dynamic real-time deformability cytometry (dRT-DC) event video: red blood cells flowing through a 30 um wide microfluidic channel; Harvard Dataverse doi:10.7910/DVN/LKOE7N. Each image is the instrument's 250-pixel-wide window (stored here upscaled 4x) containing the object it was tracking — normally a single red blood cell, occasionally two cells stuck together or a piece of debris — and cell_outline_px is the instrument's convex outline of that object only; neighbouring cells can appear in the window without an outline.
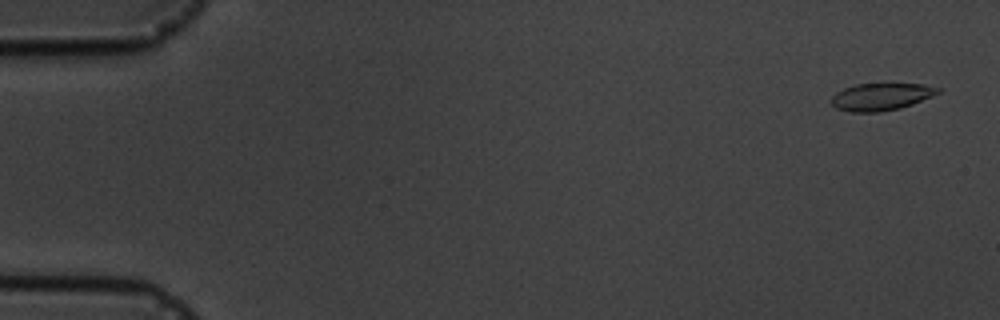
{"species": "common noctule bat (a hibernating species)", "species_latin": "Nyctalus noctula", "temperature_condition": "cold", "stored_images_in_passage": 5, "camera_frame_rate_fps": 3000, "um_per_image_px": 0.085, "animal": {"sex": "male", "body_mass_g": 19.5, "forearm_length_mm": 54.6}, "frame": {"image": 1, "passage_image": 1, "time_ms": 0.0, "image_size_px": [1000, 320], "cell_outline_px": [[940, 92], [932, 96], [912, 104], [900, 108], [880, 112], [848, 112], [836, 108], [832, 104], [832, 96], [836, 92], [844, 88], [856, 84], [920, 84], [940, 88]], "centroid_in_image_um": [74.86, 8.23], "position_along_channel_um": 10.1, "area_um2": 16.82}}
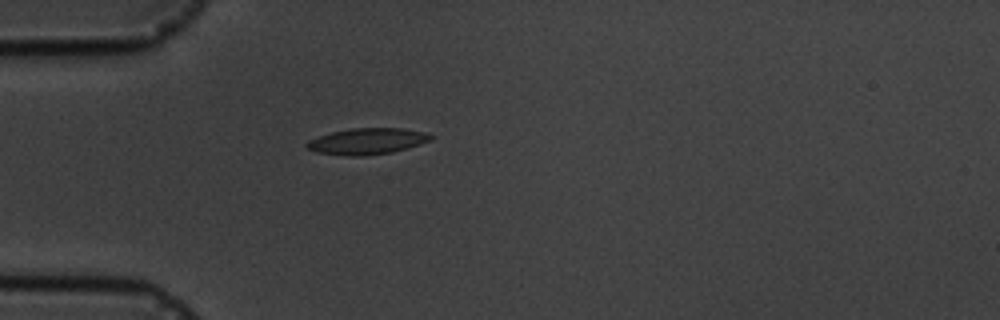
{"frame": {"image": 2, "passage_image": 5, "time_ms": 4.667, "image_size_px": [1000, 320], "cell_outline_px": [[436, 136], [432, 140], [392, 152], [364, 156], [352, 156], [316, 152], [308, 148], [304, 144], [308, 140], [332, 132], [352, 128], [400, 128], [424, 132]], "centroid_in_image_um": [31.22, 12.0], "position_along_channel_um": 53.8, "area_um2": 18.79}}